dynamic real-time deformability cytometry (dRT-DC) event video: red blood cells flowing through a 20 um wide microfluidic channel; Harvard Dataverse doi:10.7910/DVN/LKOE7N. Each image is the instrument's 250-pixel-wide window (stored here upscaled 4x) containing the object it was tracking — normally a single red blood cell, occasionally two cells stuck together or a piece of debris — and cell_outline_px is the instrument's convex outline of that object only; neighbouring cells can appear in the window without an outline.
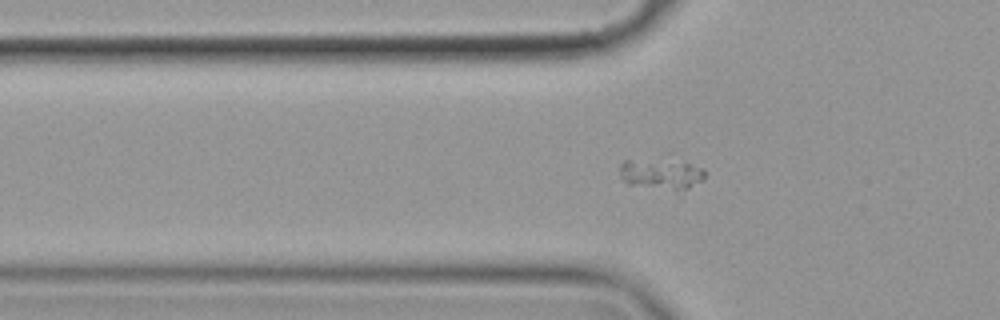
{"species": "common noctule bat (a hibernating species)", "species_latin": "Nyctalus noctula", "temperature_condition": "cold", "stored_images_in_passage": 45, "camera_frame_rate_fps": 3000, "um_per_image_px": 0.085, "animal": {"sex": "female", "body_mass_g": 19.9}, "frame": {"image": 1, "passage_image": 6, "time_ms": 1.667, "image_size_px": [1000, 320], "cell_outline_px": [[704, 180], [688, 188], [676, 192], [628, 184], [620, 176], [620, 164], [624, 160], [628, 160], [688, 164], [704, 168]], "centroid_in_image_um": [56.2, 14.87], "position_along_channel_um": 69.6, "area_um2": 14.62}}
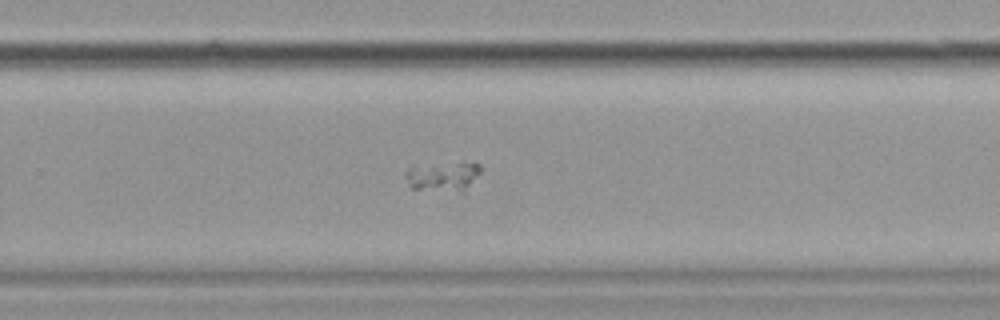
{"frame": {"image": 2, "passage_image": 25, "time_ms": 8.0, "image_size_px": [1000, 320], "cell_outline_px": [[480, 172], [464, 192], [412, 188], [408, 184], [404, 176], [404, 172], [408, 168], [460, 164], [480, 164]], "centroid_in_image_um": [37.63, 15.05], "position_along_channel_um": 292.2, "area_um2": 12.02}}
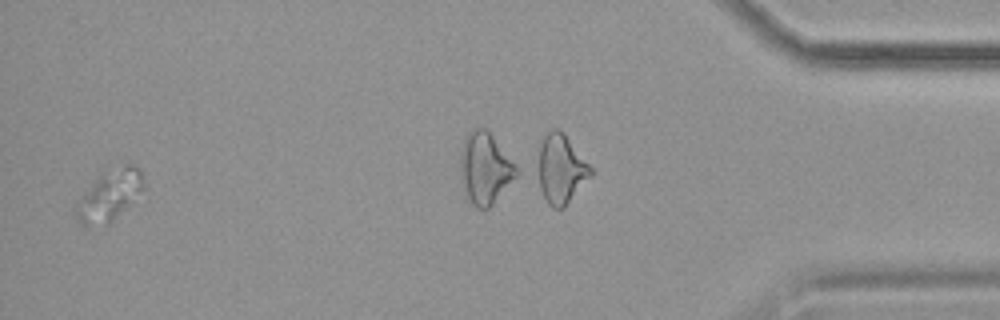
{"frame": {"image": 3, "passage_image": 43, "time_ms": 14.0, "image_size_px": [1000, 320], "cell_outline_px": [[144, 188], [132, 204], [108, 224], [80, 224], [76, 216], [76, 204], [96, 176], [100, 172], [124, 164], [132, 164], [140, 168], [144, 180]], "centroid_in_image_um": [9.35, 16.55], "position_along_channel_um": 425.9, "area_um2": 20.06}}